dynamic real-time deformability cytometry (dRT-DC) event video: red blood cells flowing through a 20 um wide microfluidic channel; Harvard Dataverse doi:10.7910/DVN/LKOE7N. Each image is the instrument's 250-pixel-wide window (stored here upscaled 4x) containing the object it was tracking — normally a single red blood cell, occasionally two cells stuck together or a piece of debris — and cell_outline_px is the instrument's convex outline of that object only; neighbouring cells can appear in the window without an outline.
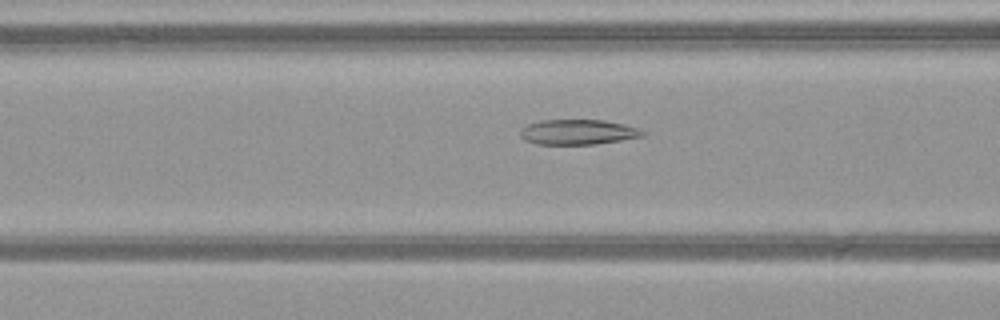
{"species": "common noctule bat (a hibernating species)", "species_latin": "Nyctalus noctula", "temperature_condition": "warm", "stored_images_in_passage": 52, "camera_frame_rate_fps": 3000, "um_per_image_px": 0.085, "animal": {"sex": "female", "body_mass_g": 21.9}, "frame": {"image": 1, "passage_image": 22, "time_ms": 7.0, "image_size_px": [1000, 320], "cell_outline_px": [[644, 136], [596, 144], [536, 144], [524, 140], [520, 136], [520, 128], [528, 124], [540, 120], [604, 120], [624, 124], [640, 128], [644, 132]], "centroid_in_image_um": [49.1, 11.22], "position_along_channel_um": 117.5, "area_um2": 17.98}}
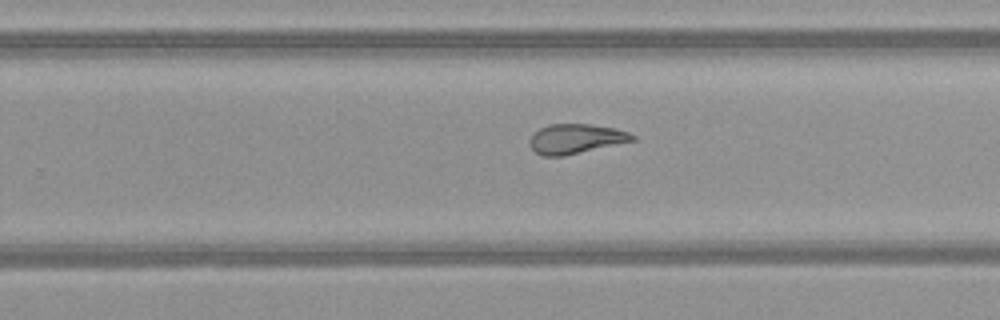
{"frame": {"image": 2, "passage_image": 34, "time_ms": 11.0, "image_size_px": [1000, 320], "cell_outline_px": [[636, 140], [564, 156], [544, 156], [536, 152], [528, 144], [528, 140], [532, 132], [548, 124], [592, 124], [616, 128], [628, 132], [636, 136]], "centroid_in_image_um": [48.92, 11.79], "position_along_channel_um": 280.9, "area_um2": 17.98}}
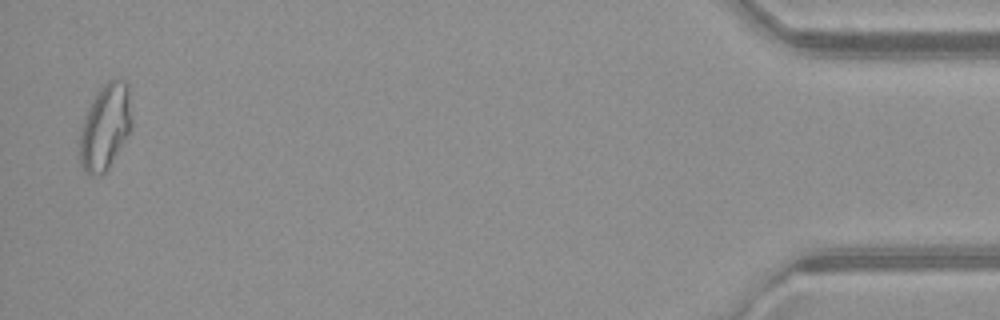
{"frame": {"image": 3, "passage_image": 51, "time_ms": 16.667, "image_size_px": [1000, 320], "cell_outline_px": [[132, 124], [128, 132], [108, 168], [100, 176], [88, 176], [84, 172], [80, 164], [80, 132], [84, 116], [96, 92], [108, 80], [124, 80], [128, 84], [132, 120]], "centroid_in_image_um": [8.92, 10.79], "position_along_channel_um": 426.3, "area_um2": 25.84}, "authors_computed_cell_mechanics": {"area_um2": 22.0218, "velocity_mm_per_s": 4.0768, "shape_relaxation_time_tau1_ms": null, "shape_relaxation_time_tau2_ms": 1.8438, "deformation_change_tau1": null, "deformation_change_tau2": 0.0914}}